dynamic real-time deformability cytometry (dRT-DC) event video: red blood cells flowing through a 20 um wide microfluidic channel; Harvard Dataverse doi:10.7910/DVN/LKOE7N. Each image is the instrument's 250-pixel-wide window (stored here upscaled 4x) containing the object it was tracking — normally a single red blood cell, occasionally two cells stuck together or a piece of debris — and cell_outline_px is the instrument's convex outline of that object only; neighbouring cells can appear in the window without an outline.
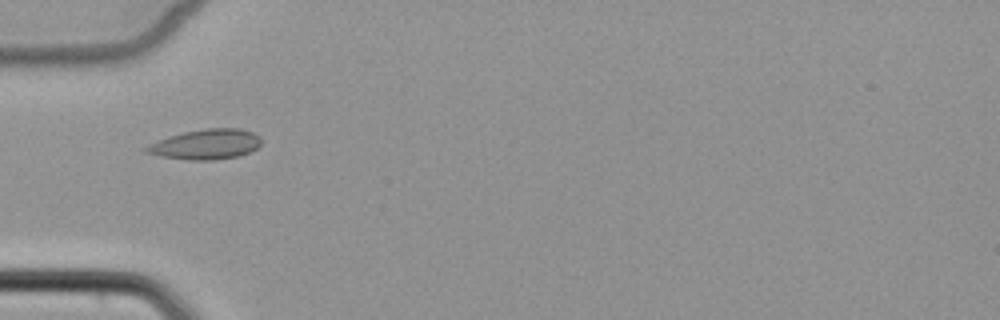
{"species": "common noctule bat (a hibernating species)", "species_latin": "Nyctalus noctula", "temperature_condition": "cold", "stored_images_in_passage": 7, "camera_frame_rate_fps": 3000, "um_per_image_px": 0.085, "animal": {"sex": "female", "body_mass_g": 22.7, "forearm_length_mm": 54.2}, "frame": {"image": 1, "passage_image": 5, "time_ms": 5.0, "image_size_px": [1000, 320], "cell_outline_px": [[260, 144], [256, 148], [240, 156], [216, 160], [188, 160], [160, 156], [144, 152], [140, 148], [160, 140], [184, 132], [204, 128], [240, 128], [252, 132], [260, 136]], "centroid_in_image_um": [17.49, 12.27], "position_along_channel_um": 67.5, "area_um2": 20.17}}
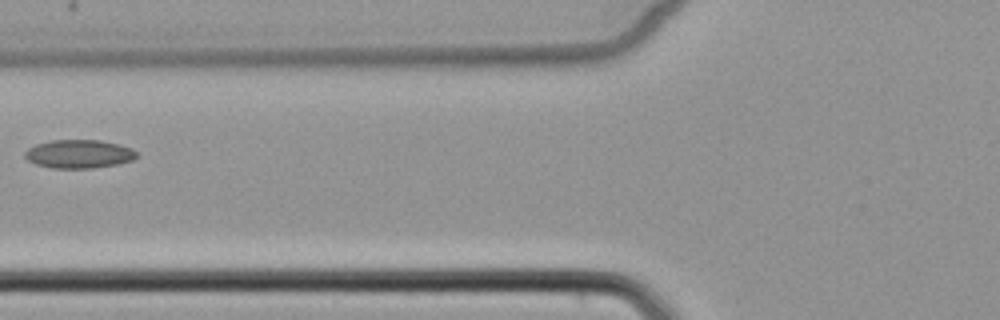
{"frame": {"image": 2, "passage_image": 6, "time_ms": 6.333, "image_size_px": [1000, 320], "cell_outline_px": [[140, 156], [132, 160], [116, 164], [92, 168], [52, 168], [36, 164], [28, 160], [24, 156], [24, 152], [28, 148], [36, 144], [52, 140], [100, 140], [120, 144], [132, 148]], "centroid_in_image_um": [6.72, 13.08], "position_along_channel_um": 119.1, "area_um2": 18.61}}
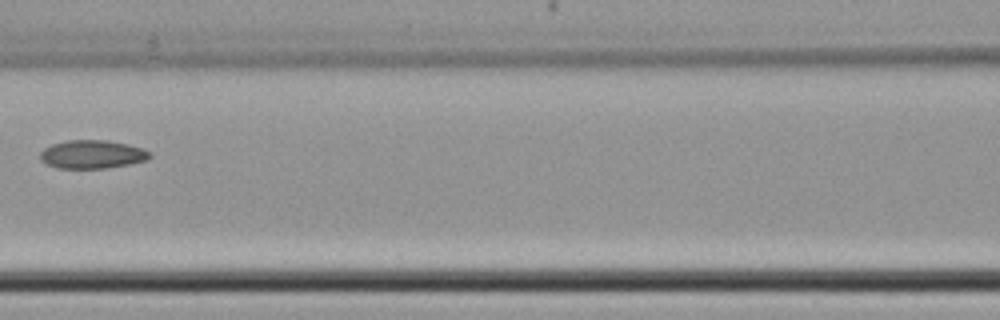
{"frame": {"image": 3, "passage_image": 7, "time_ms": 7.333, "image_size_px": [1000, 320], "cell_outline_px": [[152, 156], [144, 160], [132, 164], [108, 168], [56, 168], [44, 164], [40, 160], [40, 152], [44, 148], [52, 144], [68, 140], [108, 140], [128, 144], [144, 148]], "centroid_in_image_um": [7.81, 13.12], "position_along_channel_um": 158.8, "area_um2": 18.32}}